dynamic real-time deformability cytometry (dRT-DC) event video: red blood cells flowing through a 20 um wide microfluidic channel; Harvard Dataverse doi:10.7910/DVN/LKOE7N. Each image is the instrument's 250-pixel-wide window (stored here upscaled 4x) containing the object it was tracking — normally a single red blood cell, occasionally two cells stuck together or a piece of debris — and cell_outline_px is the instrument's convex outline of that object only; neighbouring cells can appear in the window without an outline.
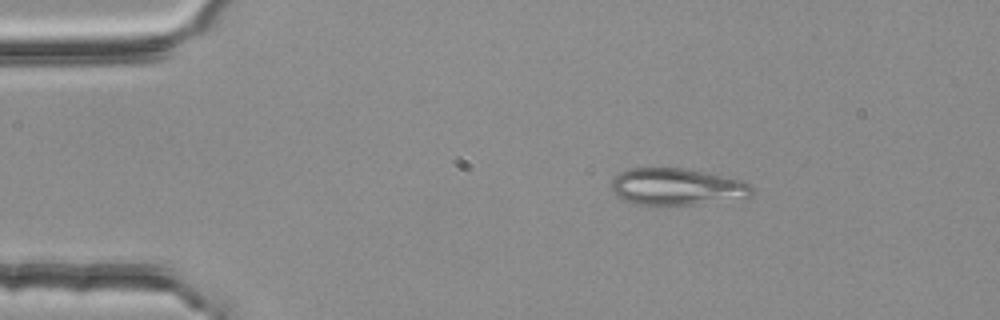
{"species": "common noctule bat (a hibernating species)", "species_latin": "Nyctalus noctula", "temperature_condition": "room temperature", "stored_images_in_passage": 3, "camera_frame_rate_fps": 3000, "um_per_image_px": 0.085, "animal": {"sex": "female", "body_mass_g": 25.1}, "frame": {"image": 1, "passage_image": 1, "time_ms": 0.0, "image_size_px": [1000, 320], "cell_outline_px": [[752, 196], [748, 200], [692, 204], [632, 204], [620, 200], [612, 192], [612, 180], [620, 172], [628, 168], [684, 168], [724, 176], [748, 184], [752, 188]], "centroid_in_image_um": [57.54, 15.89], "position_along_channel_um": 27.5, "area_um2": 30.46}}